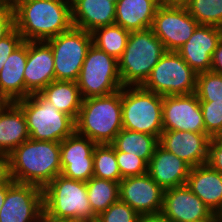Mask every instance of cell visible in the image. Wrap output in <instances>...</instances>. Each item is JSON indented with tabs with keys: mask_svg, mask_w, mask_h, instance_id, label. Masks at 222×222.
<instances>
[{
	"mask_svg": "<svg viewBox=\"0 0 222 222\" xmlns=\"http://www.w3.org/2000/svg\"><path fill=\"white\" fill-rule=\"evenodd\" d=\"M205 125V133L210 137L222 133V102H200Z\"/></svg>",
	"mask_w": 222,
	"mask_h": 222,
	"instance_id": "obj_33",
	"label": "cell"
},
{
	"mask_svg": "<svg viewBox=\"0 0 222 222\" xmlns=\"http://www.w3.org/2000/svg\"><path fill=\"white\" fill-rule=\"evenodd\" d=\"M197 75L177 51H166L141 87L161 96L193 94Z\"/></svg>",
	"mask_w": 222,
	"mask_h": 222,
	"instance_id": "obj_8",
	"label": "cell"
},
{
	"mask_svg": "<svg viewBox=\"0 0 222 222\" xmlns=\"http://www.w3.org/2000/svg\"><path fill=\"white\" fill-rule=\"evenodd\" d=\"M189 0H161L162 3L171 5H185Z\"/></svg>",
	"mask_w": 222,
	"mask_h": 222,
	"instance_id": "obj_44",
	"label": "cell"
},
{
	"mask_svg": "<svg viewBox=\"0 0 222 222\" xmlns=\"http://www.w3.org/2000/svg\"><path fill=\"white\" fill-rule=\"evenodd\" d=\"M77 85L82 99L107 96L122 89L118 60L91 45L83 62Z\"/></svg>",
	"mask_w": 222,
	"mask_h": 222,
	"instance_id": "obj_9",
	"label": "cell"
},
{
	"mask_svg": "<svg viewBox=\"0 0 222 222\" xmlns=\"http://www.w3.org/2000/svg\"><path fill=\"white\" fill-rule=\"evenodd\" d=\"M86 186L89 203L96 216L119 200V182L93 176L86 182Z\"/></svg>",
	"mask_w": 222,
	"mask_h": 222,
	"instance_id": "obj_28",
	"label": "cell"
},
{
	"mask_svg": "<svg viewBox=\"0 0 222 222\" xmlns=\"http://www.w3.org/2000/svg\"><path fill=\"white\" fill-rule=\"evenodd\" d=\"M15 28L24 41H47L73 27L71 0H12Z\"/></svg>",
	"mask_w": 222,
	"mask_h": 222,
	"instance_id": "obj_1",
	"label": "cell"
},
{
	"mask_svg": "<svg viewBox=\"0 0 222 222\" xmlns=\"http://www.w3.org/2000/svg\"><path fill=\"white\" fill-rule=\"evenodd\" d=\"M140 215L127 203L118 200L100 213L95 222H139Z\"/></svg>",
	"mask_w": 222,
	"mask_h": 222,
	"instance_id": "obj_34",
	"label": "cell"
},
{
	"mask_svg": "<svg viewBox=\"0 0 222 222\" xmlns=\"http://www.w3.org/2000/svg\"><path fill=\"white\" fill-rule=\"evenodd\" d=\"M115 156L122 178L148 173V163L143 158L116 149Z\"/></svg>",
	"mask_w": 222,
	"mask_h": 222,
	"instance_id": "obj_35",
	"label": "cell"
},
{
	"mask_svg": "<svg viewBox=\"0 0 222 222\" xmlns=\"http://www.w3.org/2000/svg\"><path fill=\"white\" fill-rule=\"evenodd\" d=\"M118 0H71L73 27L93 32L96 28L115 24Z\"/></svg>",
	"mask_w": 222,
	"mask_h": 222,
	"instance_id": "obj_22",
	"label": "cell"
},
{
	"mask_svg": "<svg viewBox=\"0 0 222 222\" xmlns=\"http://www.w3.org/2000/svg\"><path fill=\"white\" fill-rule=\"evenodd\" d=\"M10 103V101L0 92V112Z\"/></svg>",
	"mask_w": 222,
	"mask_h": 222,
	"instance_id": "obj_45",
	"label": "cell"
},
{
	"mask_svg": "<svg viewBox=\"0 0 222 222\" xmlns=\"http://www.w3.org/2000/svg\"><path fill=\"white\" fill-rule=\"evenodd\" d=\"M221 39L222 28L199 24L177 52L197 74L211 71L212 56Z\"/></svg>",
	"mask_w": 222,
	"mask_h": 222,
	"instance_id": "obj_19",
	"label": "cell"
},
{
	"mask_svg": "<svg viewBox=\"0 0 222 222\" xmlns=\"http://www.w3.org/2000/svg\"><path fill=\"white\" fill-rule=\"evenodd\" d=\"M163 130L205 133L200 101L195 93L163 96Z\"/></svg>",
	"mask_w": 222,
	"mask_h": 222,
	"instance_id": "obj_13",
	"label": "cell"
},
{
	"mask_svg": "<svg viewBox=\"0 0 222 222\" xmlns=\"http://www.w3.org/2000/svg\"><path fill=\"white\" fill-rule=\"evenodd\" d=\"M211 71L222 75V39L213 53Z\"/></svg>",
	"mask_w": 222,
	"mask_h": 222,
	"instance_id": "obj_40",
	"label": "cell"
},
{
	"mask_svg": "<svg viewBox=\"0 0 222 222\" xmlns=\"http://www.w3.org/2000/svg\"><path fill=\"white\" fill-rule=\"evenodd\" d=\"M9 155L14 182L32 184L44 189L62 173L60 142L29 138Z\"/></svg>",
	"mask_w": 222,
	"mask_h": 222,
	"instance_id": "obj_2",
	"label": "cell"
},
{
	"mask_svg": "<svg viewBox=\"0 0 222 222\" xmlns=\"http://www.w3.org/2000/svg\"><path fill=\"white\" fill-rule=\"evenodd\" d=\"M195 94L200 102H222V75L212 71L198 73Z\"/></svg>",
	"mask_w": 222,
	"mask_h": 222,
	"instance_id": "obj_32",
	"label": "cell"
},
{
	"mask_svg": "<svg viewBox=\"0 0 222 222\" xmlns=\"http://www.w3.org/2000/svg\"><path fill=\"white\" fill-rule=\"evenodd\" d=\"M212 222H221V219H220V217H217L214 221H212Z\"/></svg>",
	"mask_w": 222,
	"mask_h": 222,
	"instance_id": "obj_47",
	"label": "cell"
},
{
	"mask_svg": "<svg viewBox=\"0 0 222 222\" xmlns=\"http://www.w3.org/2000/svg\"><path fill=\"white\" fill-rule=\"evenodd\" d=\"M26 97L40 93L55 80L54 56L46 41L27 42V62L24 70Z\"/></svg>",
	"mask_w": 222,
	"mask_h": 222,
	"instance_id": "obj_18",
	"label": "cell"
},
{
	"mask_svg": "<svg viewBox=\"0 0 222 222\" xmlns=\"http://www.w3.org/2000/svg\"><path fill=\"white\" fill-rule=\"evenodd\" d=\"M7 192V184L0 185V210L5 202Z\"/></svg>",
	"mask_w": 222,
	"mask_h": 222,
	"instance_id": "obj_43",
	"label": "cell"
},
{
	"mask_svg": "<svg viewBox=\"0 0 222 222\" xmlns=\"http://www.w3.org/2000/svg\"><path fill=\"white\" fill-rule=\"evenodd\" d=\"M39 222H83V221H76V220H59V219H54L49 216H47L44 212L41 215L40 221Z\"/></svg>",
	"mask_w": 222,
	"mask_h": 222,
	"instance_id": "obj_42",
	"label": "cell"
},
{
	"mask_svg": "<svg viewBox=\"0 0 222 222\" xmlns=\"http://www.w3.org/2000/svg\"><path fill=\"white\" fill-rule=\"evenodd\" d=\"M207 164L222 174V138L219 136L210 140Z\"/></svg>",
	"mask_w": 222,
	"mask_h": 222,
	"instance_id": "obj_37",
	"label": "cell"
},
{
	"mask_svg": "<svg viewBox=\"0 0 222 222\" xmlns=\"http://www.w3.org/2000/svg\"><path fill=\"white\" fill-rule=\"evenodd\" d=\"M184 6L199 24L222 28V0H189Z\"/></svg>",
	"mask_w": 222,
	"mask_h": 222,
	"instance_id": "obj_31",
	"label": "cell"
},
{
	"mask_svg": "<svg viewBox=\"0 0 222 222\" xmlns=\"http://www.w3.org/2000/svg\"><path fill=\"white\" fill-rule=\"evenodd\" d=\"M166 52L151 28L130 32L126 48L118 59V71L124 86H141Z\"/></svg>",
	"mask_w": 222,
	"mask_h": 222,
	"instance_id": "obj_5",
	"label": "cell"
},
{
	"mask_svg": "<svg viewBox=\"0 0 222 222\" xmlns=\"http://www.w3.org/2000/svg\"><path fill=\"white\" fill-rule=\"evenodd\" d=\"M93 176L113 182H120L123 179L115 156V148L111 144H97L95 146Z\"/></svg>",
	"mask_w": 222,
	"mask_h": 222,
	"instance_id": "obj_30",
	"label": "cell"
},
{
	"mask_svg": "<svg viewBox=\"0 0 222 222\" xmlns=\"http://www.w3.org/2000/svg\"><path fill=\"white\" fill-rule=\"evenodd\" d=\"M27 62V41L7 58L0 71V92L10 101L26 98L24 70Z\"/></svg>",
	"mask_w": 222,
	"mask_h": 222,
	"instance_id": "obj_23",
	"label": "cell"
},
{
	"mask_svg": "<svg viewBox=\"0 0 222 222\" xmlns=\"http://www.w3.org/2000/svg\"><path fill=\"white\" fill-rule=\"evenodd\" d=\"M159 139L146 133L122 129L115 137L111 145L117 150L131 153L143 158L149 163L152 158Z\"/></svg>",
	"mask_w": 222,
	"mask_h": 222,
	"instance_id": "obj_27",
	"label": "cell"
},
{
	"mask_svg": "<svg viewBox=\"0 0 222 222\" xmlns=\"http://www.w3.org/2000/svg\"><path fill=\"white\" fill-rule=\"evenodd\" d=\"M210 140L206 133L163 130L159 145L193 168L207 164Z\"/></svg>",
	"mask_w": 222,
	"mask_h": 222,
	"instance_id": "obj_17",
	"label": "cell"
},
{
	"mask_svg": "<svg viewBox=\"0 0 222 222\" xmlns=\"http://www.w3.org/2000/svg\"><path fill=\"white\" fill-rule=\"evenodd\" d=\"M39 94L59 111L77 120L83 100L77 82L54 80Z\"/></svg>",
	"mask_w": 222,
	"mask_h": 222,
	"instance_id": "obj_26",
	"label": "cell"
},
{
	"mask_svg": "<svg viewBox=\"0 0 222 222\" xmlns=\"http://www.w3.org/2000/svg\"><path fill=\"white\" fill-rule=\"evenodd\" d=\"M24 112L30 139L61 142L76 131L75 120L39 93L15 102Z\"/></svg>",
	"mask_w": 222,
	"mask_h": 222,
	"instance_id": "obj_6",
	"label": "cell"
},
{
	"mask_svg": "<svg viewBox=\"0 0 222 222\" xmlns=\"http://www.w3.org/2000/svg\"><path fill=\"white\" fill-rule=\"evenodd\" d=\"M12 182L10 155L0 153V185L11 184Z\"/></svg>",
	"mask_w": 222,
	"mask_h": 222,
	"instance_id": "obj_39",
	"label": "cell"
},
{
	"mask_svg": "<svg viewBox=\"0 0 222 222\" xmlns=\"http://www.w3.org/2000/svg\"><path fill=\"white\" fill-rule=\"evenodd\" d=\"M92 34L93 45L117 60L122 56L130 32L117 24L96 28Z\"/></svg>",
	"mask_w": 222,
	"mask_h": 222,
	"instance_id": "obj_29",
	"label": "cell"
},
{
	"mask_svg": "<svg viewBox=\"0 0 222 222\" xmlns=\"http://www.w3.org/2000/svg\"><path fill=\"white\" fill-rule=\"evenodd\" d=\"M164 190L148 173L123 178L119 182V200L127 203L140 216L160 214Z\"/></svg>",
	"mask_w": 222,
	"mask_h": 222,
	"instance_id": "obj_15",
	"label": "cell"
},
{
	"mask_svg": "<svg viewBox=\"0 0 222 222\" xmlns=\"http://www.w3.org/2000/svg\"><path fill=\"white\" fill-rule=\"evenodd\" d=\"M30 138L22 109L10 102L0 112V153L10 154Z\"/></svg>",
	"mask_w": 222,
	"mask_h": 222,
	"instance_id": "obj_25",
	"label": "cell"
},
{
	"mask_svg": "<svg viewBox=\"0 0 222 222\" xmlns=\"http://www.w3.org/2000/svg\"><path fill=\"white\" fill-rule=\"evenodd\" d=\"M23 42L24 40L16 28L8 36L0 39V71L9 55Z\"/></svg>",
	"mask_w": 222,
	"mask_h": 222,
	"instance_id": "obj_36",
	"label": "cell"
},
{
	"mask_svg": "<svg viewBox=\"0 0 222 222\" xmlns=\"http://www.w3.org/2000/svg\"><path fill=\"white\" fill-rule=\"evenodd\" d=\"M44 213L54 219L95 222L86 182L57 175L43 189Z\"/></svg>",
	"mask_w": 222,
	"mask_h": 222,
	"instance_id": "obj_4",
	"label": "cell"
},
{
	"mask_svg": "<svg viewBox=\"0 0 222 222\" xmlns=\"http://www.w3.org/2000/svg\"><path fill=\"white\" fill-rule=\"evenodd\" d=\"M44 212L43 189L32 184H7L0 222H39Z\"/></svg>",
	"mask_w": 222,
	"mask_h": 222,
	"instance_id": "obj_12",
	"label": "cell"
},
{
	"mask_svg": "<svg viewBox=\"0 0 222 222\" xmlns=\"http://www.w3.org/2000/svg\"><path fill=\"white\" fill-rule=\"evenodd\" d=\"M12 0H0V7L2 6H12Z\"/></svg>",
	"mask_w": 222,
	"mask_h": 222,
	"instance_id": "obj_46",
	"label": "cell"
},
{
	"mask_svg": "<svg viewBox=\"0 0 222 222\" xmlns=\"http://www.w3.org/2000/svg\"><path fill=\"white\" fill-rule=\"evenodd\" d=\"M46 42L54 56L55 80L77 82L87 52L93 44L91 32L72 27Z\"/></svg>",
	"mask_w": 222,
	"mask_h": 222,
	"instance_id": "obj_10",
	"label": "cell"
},
{
	"mask_svg": "<svg viewBox=\"0 0 222 222\" xmlns=\"http://www.w3.org/2000/svg\"><path fill=\"white\" fill-rule=\"evenodd\" d=\"M76 132L96 144H111L123 129L122 89L107 95L82 100Z\"/></svg>",
	"mask_w": 222,
	"mask_h": 222,
	"instance_id": "obj_3",
	"label": "cell"
},
{
	"mask_svg": "<svg viewBox=\"0 0 222 222\" xmlns=\"http://www.w3.org/2000/svg\"><path fill=\"white\" fill-rule=\"evenodd\" d=\"M198 25L184 5L161 3L155 12L151 29L166 51H177L189 40Z\"/></svg>",
	"mask_w": 222,
	"mask_h": 222,
	"instance_id": "obj_11",
	"label": "cell"
},
{
	"mask_svg": "<svg viewBox=\"0 0 222 222\" xmlns=\"http://www.w3.org/2000/svg\"><path fill=\"white\" fill-rule=\"evenodd\" d=\"M191 167L159 144L148 163V174L163 189L186 185Z\"/></svg>",
	"mask_w": 222,
	"mask_h": 222,
	"instance_id": "obj_20",
	"label": "cell"
},
{
	"mask_svg": "<svg viewBox=\"0 0 222 222\" xmlns=\"http://www.w3.org/2000/svg\"><path fill=\"white\" fill-rule=\"evenodd\" d=\"M187 187L217 216L222 215V174L208 164L190 169Z\"/></svg>",
	"mask_w": 222,
	"mask_h": 222,
	"instance_id": "obj_21",
	"label": "cell"
},
{
	"mask_svg": "<svg viewBox=\"0 0 222 222\" xmlns=\"http://www.w3.org/2000/svg\"><path fill=\"white\" fill-rule=\"evenodd\" d=\"M139 222H170V221L160 213L155 215H141Z\"/></svg>",
	"mask_w": 222,
	"mask_h": 222,
	"instance_id": "obj_41",
	"label": "cell"
},
{
	"mask_svg": "<svg viewBox=\"0 0 222 222\" xmlns=\"http://www.w3.org/2000/svg\"><path fill=\"white\" fill-rule=\"evenodd\" d=\"M15 29V17L12 6L0 7V39L8 36Z\"/></svg>",
	"mask_w": 222,
	"mask_h": 222,
	"instance_id": "obj_38",
	"label": "cell"
},
{
	"mask_svg": "<svg viewBox=\"0 0 222 222\" xmlns=\"http://www.w3.org/2000/svg\"><path fill=\"white\" fill-rule=\"evenodd\" d=\"M97 144L76 131L60 142L62 175L87 182L93 177V151Z\"/></svg>",
	"mask_w": 222,
	"mask_h": 222,
	"instance_id": "obj_16",
	"label": "cell"
},
{
	"mask_svg": "<svg viewBox=\"0 0 222 222\" xmlns=\"http://www.w3.org/2000/svg\"><path fill=\"white\" fill-rule=\"evenodd\" d=\"M161 214L170 222H212L217 218L187 185L164 190Z\"/></svg>",
	"mask_w": 222,
	"mask_h": 222,
	"instance_id": "obj_14",
	"label": "cell"
},
{
	"mask_svg": "<svg viewBox=\"0 0 222 222\" xmlns=\"http://www.w3.org/2000/svg\"><path fill=\"white\" fill-rule=\"evenodd\" d=\"M162 104L163 96L141 86L122 87L123 128L159 139L163 132Z\"/></svg>",
	"mask_w": 222,
	"mask_h": 222,
	"instance_id": "obj_7",
	"label": "cell"
},
{
	"mask_svg": "<svg viewBox=\"0 0 222 222\" xmlns=\"http://www.w3.org/2000/svg\"><path fill=\"white\" fill-rule=\"evenodd\" d=\"M161 3V0H118L115 24L129 32L151 28L155 12Z\"/></svg>",
	"mask_w": 222,
	"mask_h": 222,
	"instance_id": "obj_24",
	"label": "cell"
}]
</instances>
